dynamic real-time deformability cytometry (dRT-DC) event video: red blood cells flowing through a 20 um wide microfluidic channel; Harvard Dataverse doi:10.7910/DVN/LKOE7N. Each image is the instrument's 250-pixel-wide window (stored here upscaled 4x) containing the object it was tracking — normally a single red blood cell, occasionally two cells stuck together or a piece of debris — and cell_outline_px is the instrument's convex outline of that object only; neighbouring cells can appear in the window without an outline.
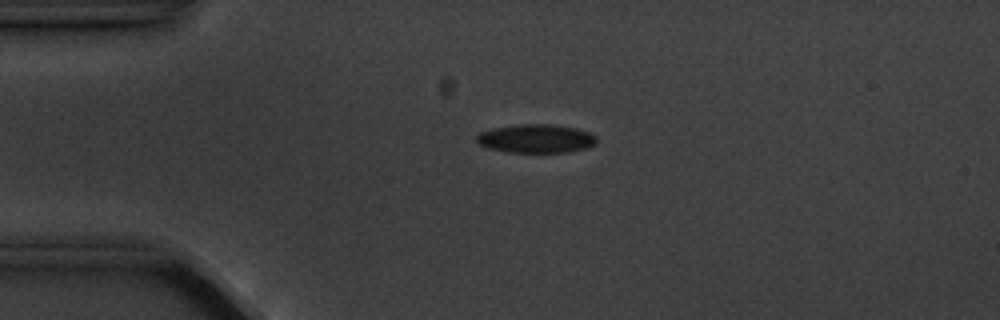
{"species": "common noctule bat (a hibernating species)", "species_latin": "Nyctalus noctula", "temperature_condition": "cold", "stored_images_in_passage": 5, "camera_frame_rate_fps": 3000, "um_per_image_px": 0.085, "animal": {"sex": "male", "body_mass_g": 20.1, "forearm_length_mm": 53.5}, "frame": {"image": 1, "passage_image": 3, "time_ms": 3.0, "image_size_px": [1000, 320], "cell_outline_px": [[596, 144], [572, 152], [508, 152], [488, 148], [480, 144], [476, 140], [476, 136], [480, 132], [492, 128], [520, 124], [548, 124], [576, 128], [588, 132], [596, 136]], "centroid_in_image_um": [45.56, 11.78], "position_along_channel_um": 39.4, "area_um2": 19.94}}